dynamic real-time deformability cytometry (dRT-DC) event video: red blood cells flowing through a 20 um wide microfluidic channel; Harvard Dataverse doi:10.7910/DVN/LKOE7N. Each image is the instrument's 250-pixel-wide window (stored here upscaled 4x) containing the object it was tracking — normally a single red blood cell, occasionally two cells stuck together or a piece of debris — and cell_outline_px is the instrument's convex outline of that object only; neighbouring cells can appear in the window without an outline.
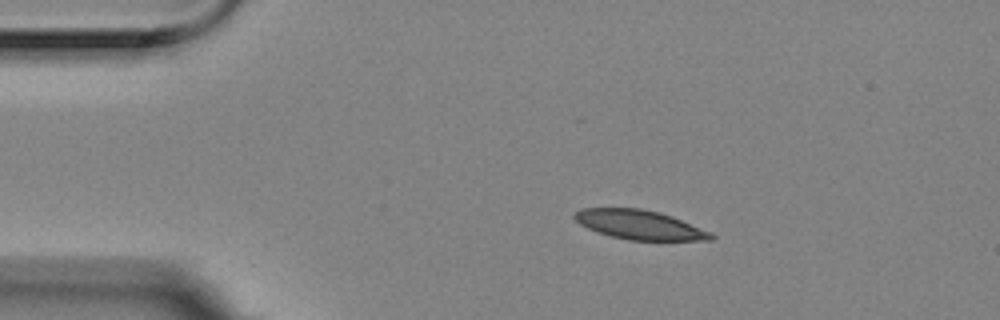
{"species": "Egyptian fruit bat (a non-hibernating species)", "species_latin": "Rousettus aegyptiacus", "temperature_condition": "room temperature", "stored_images_in_passage": 7, "camera_frame_rate_fps": 3000, "um_per_image_px": 0.085, "animal": {"sex": "female"}, "frame": {"image": 1, "passage_image": 1, "time_ms": 0.0, "image_size_px": [1000, 320], "cell_outline_px": [[716, 236], [712, 240], [628, 240], [596, 232], [580, 224], [572, 216], [580, 208], [640, 208], [660, 212], [672, 216], [712, 232]], "centroid_in_image_um": [54.38, 19.1], "position_along_channel_um": 30.6, "area_um2": 23.35}}
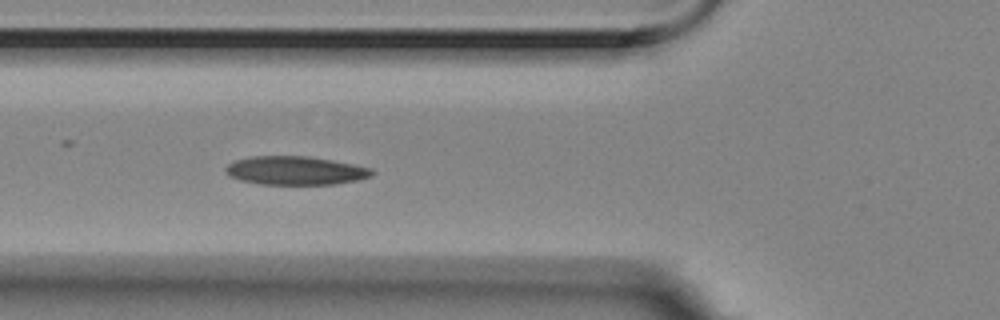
{"frame": {"image": 2, "passage_image": 4, "time_ms": 1.0, "image_size_px": [1000, 320], "cell_outline_px": [[376, 172], [372, 176], [356, 180], [336, 184], [260, 184], [240, 180], [228, 176], [224, 172], [224, 168], [228, 164], [236, 160], [252, 156], [308, 156], [332, 160], [372, 168]], "centroid_in_image_um": [25.09, 14.5], "position_along_channel_um": 100.7, "area_um2": 24.45}}
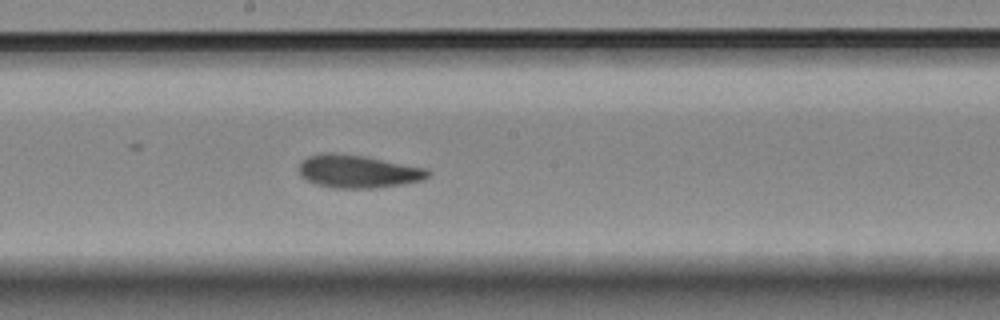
{"frame": {"image": 3, "passage_image": 7, "time_ms": 2.0, "image_size_px": [1000, 320], "cell_outline_px": [[432, 172], [424, 180], [404, 184], [380, 188], [332, 188], [316, 184], [300, 176], [300, 164], [308, 156], [320, 152], [332, 152], [364, 156], [424, 168]], "centroid_in_image_um": [30.43, 14.58], "position_along_channel_um": 217.8, "area_um2": 24.8}}